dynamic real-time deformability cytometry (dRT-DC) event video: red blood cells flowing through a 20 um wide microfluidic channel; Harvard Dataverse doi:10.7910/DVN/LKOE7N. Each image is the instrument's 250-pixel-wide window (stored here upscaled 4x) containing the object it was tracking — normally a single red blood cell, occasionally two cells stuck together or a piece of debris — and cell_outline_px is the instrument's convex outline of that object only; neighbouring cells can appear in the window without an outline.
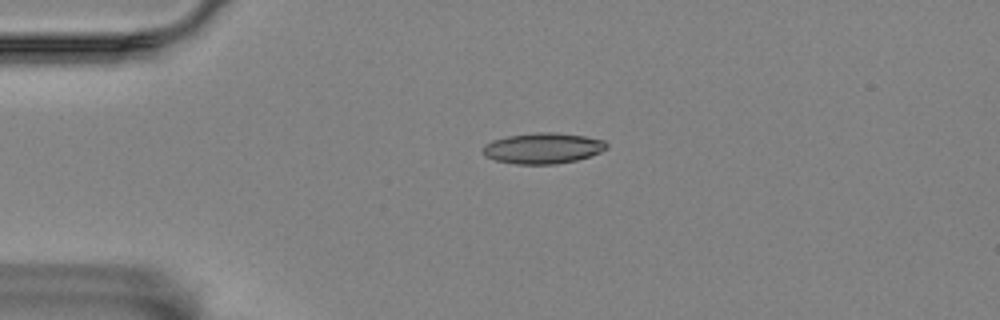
{"species": "Egyptian fruit bat (a non-hibernating species)", "species_latin": "Rousettus aegyptiacus", "temperature_condition": "room temperature", "stored_images_in_passage": 2, "camera_frame_rate_fps": 3000, "um_per_image_px": 0.085, "animal": {"sex": "female"}, "frame": {"image": 1, "passage_image": 1, "time_ms": 0.0, "image_size_px": [1000, 320], "cell_outline_px": [[608, 148], [600, 152], [576, 160], [556, 164], [516, 164], [496, 160], [484, 156], [484, 144], [492, 140], [508, 136], [536, 132], [556, 132], [584, 136], [604, 140], [608, 144]], "centroid_in_image_um": [46.15, 12.59], "position_along_channel_um": 38.8, "area_um2": 22.14}}